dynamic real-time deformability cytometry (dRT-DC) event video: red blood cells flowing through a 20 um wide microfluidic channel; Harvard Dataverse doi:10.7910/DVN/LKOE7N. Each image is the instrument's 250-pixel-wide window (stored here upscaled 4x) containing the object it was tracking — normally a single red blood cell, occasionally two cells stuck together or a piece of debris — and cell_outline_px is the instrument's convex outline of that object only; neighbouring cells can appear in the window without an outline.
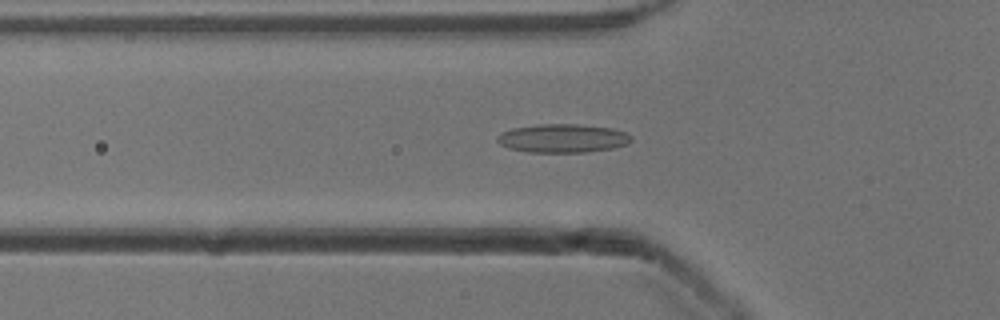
{"species": "common noctule bat (a hibernating species)", "species_latin": "Nyctalus noctula", "temperature_condition": "cold", "stored_images_in_passage": 53, "camera_frame_rate_fps": 3000, "um_per_image_px": 0.085, "animal": {"sex": "male", "body_mass_g": 13.3}, "frame": {"image": 1, "passage_image": 18, "time_ms": 5.667, "image_size_px": [1000, 320], "cell_outline_px": [[632, 140], [628, 144], [612, 148], [584, 152], [528, 152], [508, 148], [500, 144], [496, 140], [496, 136], [512, 128], [540, 124], [576, 124], [612, 128], [624, 132], [632, 136]], "centroid_in_image_um": [47.82, 11.75], "position_along_channel_um": 78.0, "area_um2": 22.25}}
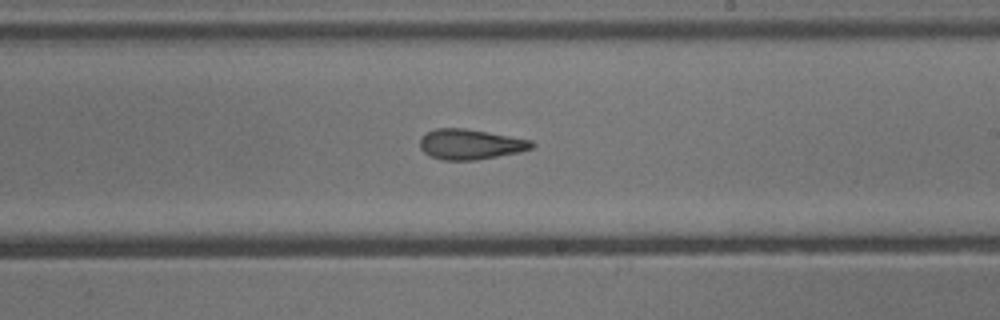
{"frame": {"image": 2, "passage_image": 31, "time_ms": 10.0, "image_size_px": [1000, 320], "cell_outline_px": [[536, 144], [532, 148], [520, 152], [476, 160], [444, 160], [432, 156], [424, 152], [420, 148], [420, 136], [436, 128], [464, 128], [488, 132], [532, 140]], "centroid_in_image_um": [39.99, 12.26], "position_along_channel_um": 249.0, "area_um2": 19.71}}
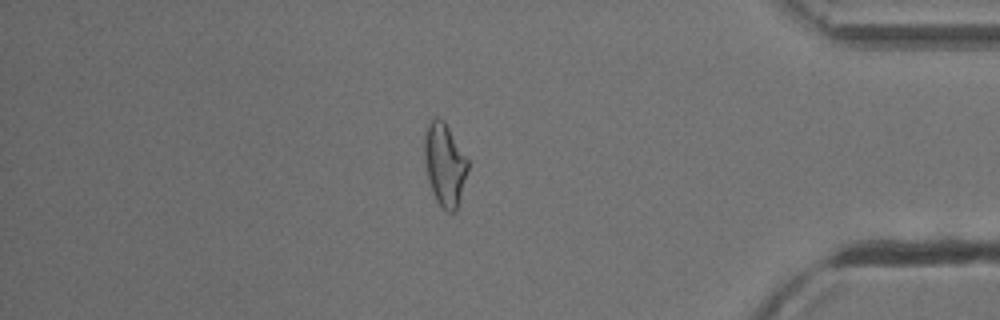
{"frame": {"image": 3, "passage_image": 45, "time_ms": 14.667, "image_size_px": [1000, 320], "cell_outline_px": [[468, 168], [456, 212], [448, 212], [436, 200], [428, 180], [424, 156], [424, 136], [428, 124], [436, 116], [444, 120], [468, 160]], "centroid_in_image_um": [37.79, 13.96], "position_along_channel_um": 397.4, "area_um2": 20.63}, "authors_computed_cell_mechanics": {"area_um2": 20.6346, "velocity_mm_per_s": 3.916, "shape_relaxation_time_tau1_ms": null, "shape_relaxation_time_tau2_ms": 4.2327, "deformation_change_tau1": null, "deformation_change_tau2": 0.1397}}